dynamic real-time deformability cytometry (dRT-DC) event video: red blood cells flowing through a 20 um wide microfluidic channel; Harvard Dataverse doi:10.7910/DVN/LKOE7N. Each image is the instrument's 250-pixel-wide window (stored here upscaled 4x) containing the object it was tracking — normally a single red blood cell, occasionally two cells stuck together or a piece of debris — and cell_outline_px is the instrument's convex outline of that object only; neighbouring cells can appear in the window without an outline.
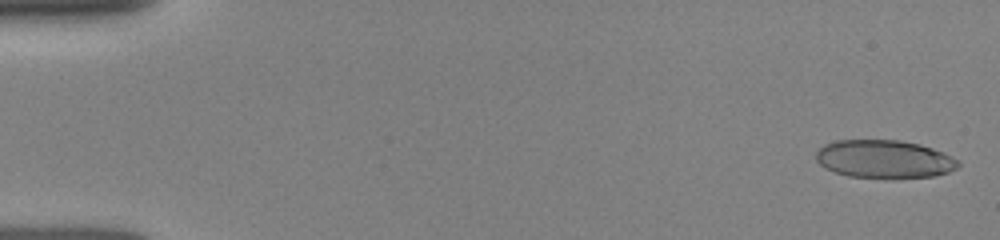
{"species": "human", "species_latin": "Homo sapiens", "temperature_condition": "room temperature", "stored_images_in_passage": 63, "camera_frame_rate_fps": 3000, "um_per_image_px": 0.085, "donor": {"sex": "female"}, "frame": {"image": 1, "passage_image": 2, "time_ms": 0.333, "image_size_px": [1000, 240], "cell_outline_px": [[960, 164], [956, 168], [948, 172], [932, 176], [892, 180], [848, 176], [836, 172], [820, 164], [816, 160], [816, 152], [824, 144], [836, 140], [900, 140], [920, 144], [944, 152], [956, 160]], "centroid_in_image_um": [75.16, 13.54], "position_along_channel_um": 9.8, "area_um2": 31.96}}
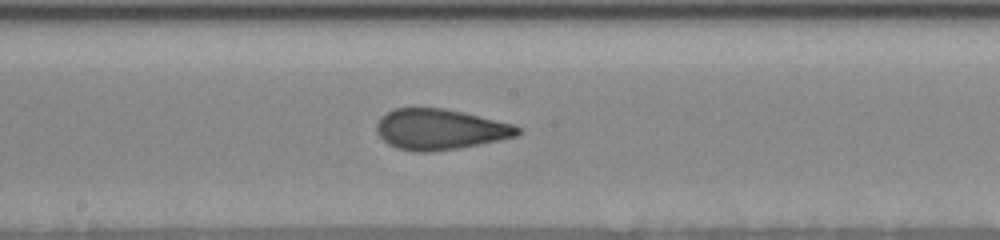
{"frame": {"image": 2, "passage_image": 35, "time_ms": 8.667, "image_size_px": [1000, 240], "cell_outline_px": [[524, 132], [516, 136], [500, 140], [460, 148], [432, 152], [412, 152], [396, 148], [388, 144], [376, 132], [376, 124], [380, 116], [396, 108], [444, 108], [516, 124], [524, 128]], "centroid_in_image_um": [37.44, 11.0], "position_along_channel_um": 210.8, "area_um2": 33.87}}
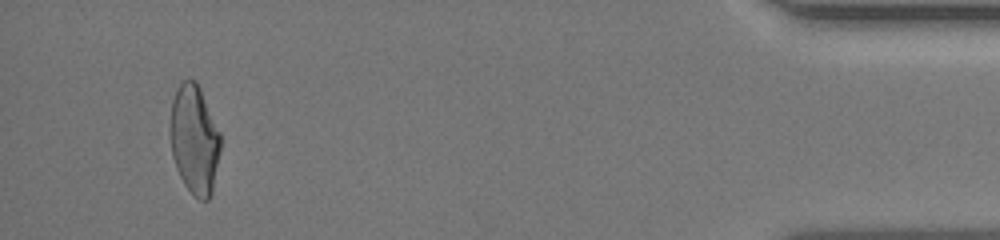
{"frame": {"image": 3, "passage_image": 61, "time_ms": 15.333, "image_size_px": [1000, 240], "cell_outline_px": [[220, 148], [212, 192], [208, 200], [200, 200], [184, 184], [176, 168], [172, 156], [168, 132], [168, 124], [172, 100], [180, 84], [184, 80], [196, 80], [200, 88], [220, 132]], "centroid_in_image_um": [16.49, 11.84], "position_along_channel_um": 418.7, "area_um2": 32.08}}